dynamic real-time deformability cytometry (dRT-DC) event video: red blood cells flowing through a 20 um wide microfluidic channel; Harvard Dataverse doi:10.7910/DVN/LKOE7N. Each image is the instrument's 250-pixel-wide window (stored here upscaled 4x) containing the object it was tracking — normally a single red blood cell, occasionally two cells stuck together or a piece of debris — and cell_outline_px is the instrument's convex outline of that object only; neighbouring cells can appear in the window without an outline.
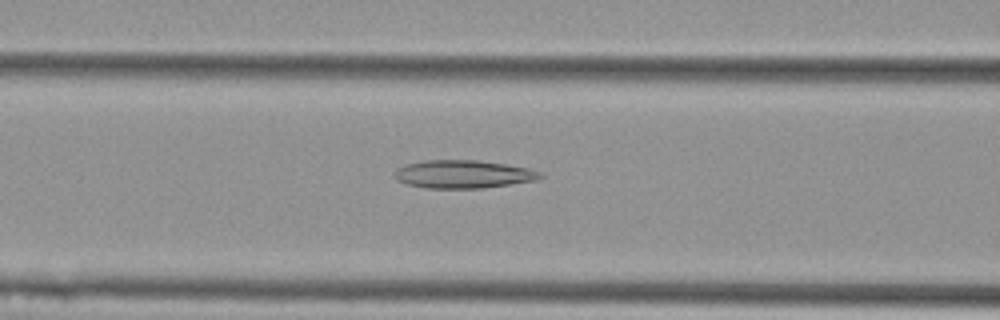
{"species": "Egyptian fruit bat (a non-hibernating species)", "species_latin": "Rousettus aegyptiacus", "temperature_condition": "cold", "stored_images_in_passage": 40, "camera_frame_rate_fps": 3000, "um_per_image_px": 0.085, "animal": {"sex": "female"}, "frame": {"image": 1, "passage_image": 7, "time_ms": 2.0, "image_size_px": [1000, 320], "cell_outline_px": [[544, 176], [540, 180], [480, 188], [424, 188], [408, 184], [396, 180], [392, 176], [392, 172], [396, 168], [404, 164], [424, 160], [476, 160], [504, 164], [528, 168], [540, 172]], "centroid_in_image_um": [39.32, 14.8], "position_along_channel_um": 127.3, "area_um2": 24.04}}
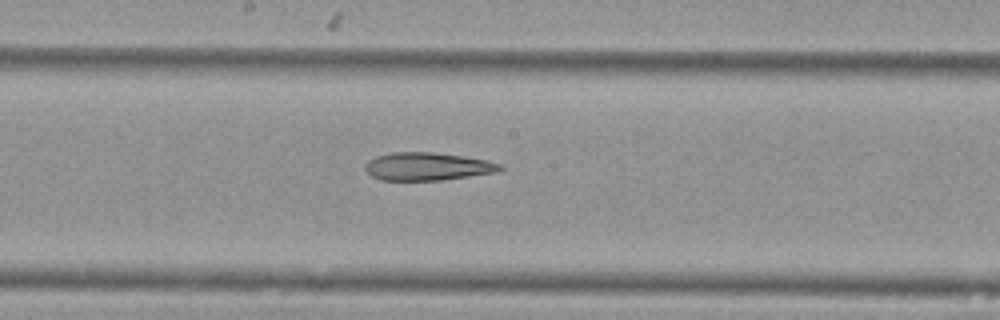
{"frame": {"image": 2, "passage_image": 14, "time_ms": 4.333, "image_size_px": [1000, 320], "cell_outline_px": [[504, 168], [500, 172], [440, 180], [380, 180], [372, 176], [364, 168], [364, 164], [368, 160], [376, 156], [392, 152], [432, 152], [464, 156], [484, 160], [500, 164]], "centroid_in_image_um": [36.32, 14.15], "position_along_channel_um": 211.9, "area_um2": 21.96}}
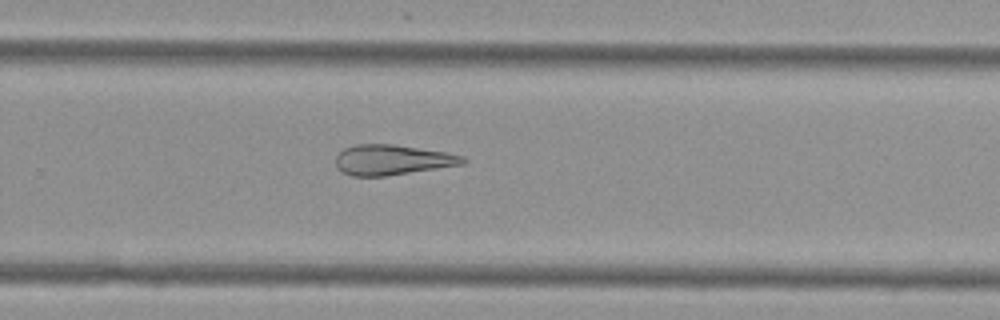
{"frame": {"image": 3, "passage_image": 21, "time_ms": 6.667, "image_size_px": [1000, 320], "cell_outline_px": [[468, 160], [464, 164], [384, 176], [352, 176], [336, 168], [336, 156], [344, 148], [356, 144], [392, 144], [448, 152], [464, 156]], "centroid_in_image_um": [33.35, 13.58], "position_along_channel_um": 296.4, "area_um2": 22.37}}